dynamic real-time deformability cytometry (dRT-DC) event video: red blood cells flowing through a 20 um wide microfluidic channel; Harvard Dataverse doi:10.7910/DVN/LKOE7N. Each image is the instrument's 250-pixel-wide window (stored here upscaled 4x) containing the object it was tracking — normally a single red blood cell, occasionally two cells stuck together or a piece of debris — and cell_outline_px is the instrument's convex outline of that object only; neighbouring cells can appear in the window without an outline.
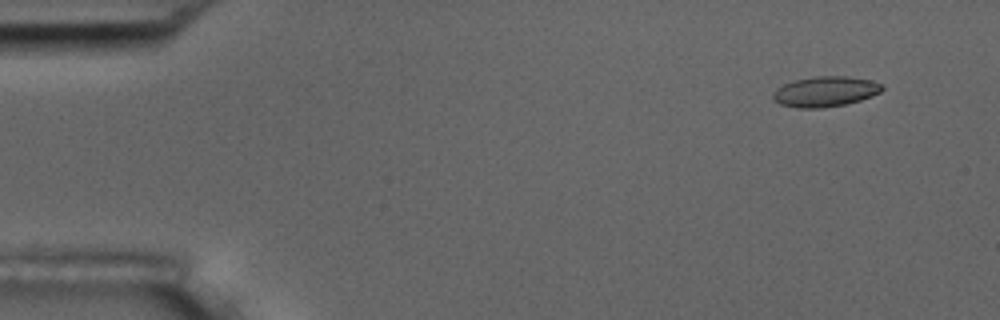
{"species": "common noctule bat (a hibernating species)", "species_latin": "Nyctalus noctula", "temperature_condition": "room temperature", "stored_images_in_passage": 18, "camera_frame_rate_fps": 3000, "um_per_image_px": 0.085, "animal": {"sex": "male", "body_mass_g": 17.5, "forearm_length_mm": 52.3}, "frame": {"image": 1, "passage_image": 5, "time_ms": 1.333, "image_size_px": [1000, 320], "cell_outline_px": [[884, 88], [880, 92], [872, 96], [860, 100], [844, 104], [820, 108], [796, 108], [780, 104], [772, 100], [772, 92], [776, 88], [792, 80], [816, 76], [848, 76], [872, 80], [884, 84]], "centroid_in_image_um": [70.13, 7.77], "position_along_channel_um": 14.9, "area_um2": 19.54}}
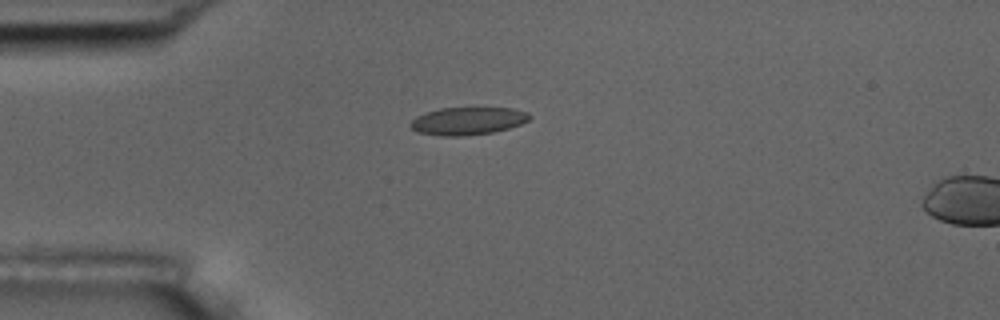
{"frame": {"image": 2, "passage_image": 15, "time_ms": 4.667, "image_size_px": [1000, 320], "cell_outline_px": [[532, 116], [528, 120], [520, 124], [508, 128], [492, 132], [464, 136], [440, 136], [416, 132], [408, 124], [416, 116], [424, 112], [440, 108], [512, 108], [528, 112]], "centroid_in_image_um": [39.72, 10.28], "position_along_channel_um": 45.3, "area_um2": 19.31}}